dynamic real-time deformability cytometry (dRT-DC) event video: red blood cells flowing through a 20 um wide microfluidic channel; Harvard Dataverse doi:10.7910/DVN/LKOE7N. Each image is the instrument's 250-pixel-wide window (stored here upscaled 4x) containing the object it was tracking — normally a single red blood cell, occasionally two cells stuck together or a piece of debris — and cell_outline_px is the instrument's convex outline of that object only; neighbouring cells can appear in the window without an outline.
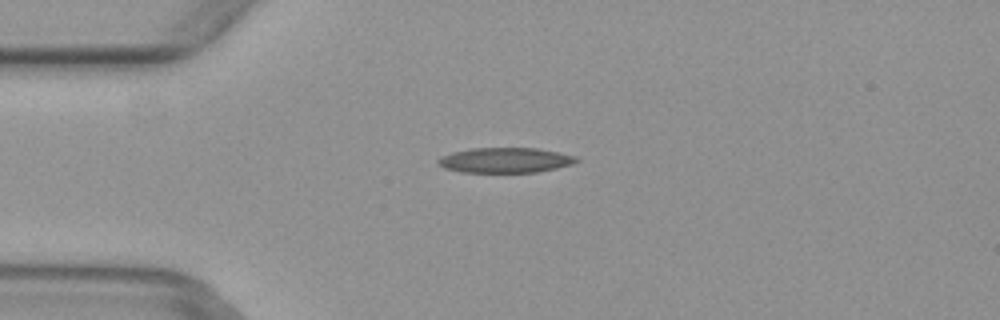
{"species": "common noctule bat (a hibernating species)", "species_latin": "Nyctalus noctula", "temperature_condition": "warm", "stored_images_in_passage": 5, "camera_frame_rate_fps": 3000, "um_per_image_px": 0.085, "animal": {"sex": "female", "body_mass_g": 29.2, "forearm_length_mm": 56.3}, "frame": {"image": 1, "passage_image": 3, "time_ms": 0.667, "image_size_px": [1000, 320], "cell_outline_px": [[580, 160], [572, 164], [556, 168], [536, 172], [460, 172], [444, 168], [436, 160], [440, 156], [452, 152], [472, 148], [536, 148], [576, 156]], "centroid_in_image_um": [42.92, 13.61], "position_along_channel_um": 42.1, "area_um2": 20.17}}
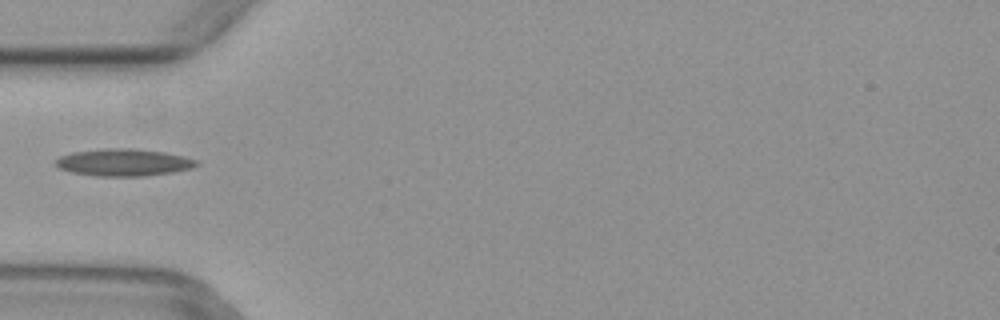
{"frame": {"image": 2, "passage_image": 4, "time_ms": 1.0, "image_size_px": [1000, 320], "cell_outline_px": [[200, 164], [192, 168], [172, 172], [144, 176], [96, 176], [72, 172], [60, 168], [56, 164], [56, 160], [60, 156], [72, 152], [104, 148], [132, 148], [164, 152], [184, 156], [196, 160]], "centroid_in_image_um": [10.52, 13.8], "position_along_channel_um": 74.5, "area_um2": 22.25}}